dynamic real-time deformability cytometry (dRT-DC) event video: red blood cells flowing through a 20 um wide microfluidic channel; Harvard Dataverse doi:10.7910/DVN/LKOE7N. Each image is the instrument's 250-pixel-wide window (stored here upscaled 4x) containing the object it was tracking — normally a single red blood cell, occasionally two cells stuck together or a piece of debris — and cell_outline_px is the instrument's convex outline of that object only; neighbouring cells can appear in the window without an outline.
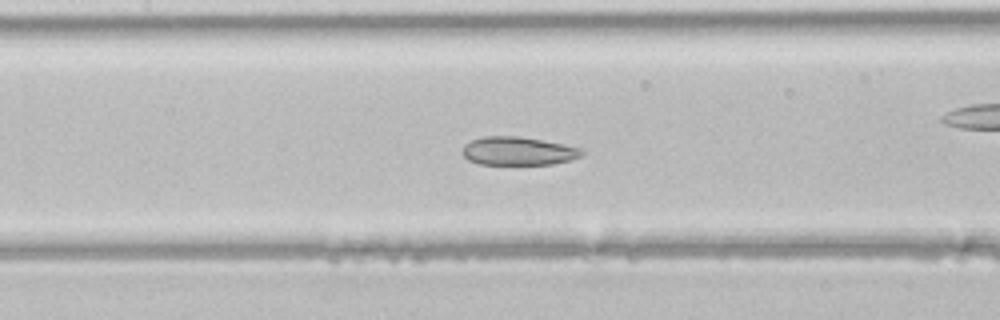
{"species": "common noctule bat (a hibernating species)", "species_latin": "Nyctalus noctula", "temperature_condition": "room temperature", "stored_images_in_passage": 49, "camera_frame_rate_fps": 3000, "um_per_image_px": 0.085, "animal": {"sex": "male", "body_mass_g": 21.5, "forearm_length_mm": 52.0}, "frame": {"image": 1, "passage_image": 22, "time_ms": 7.0, "image_size_px": [1000, 320], "cell_outline_px": [[584, 152], [580, 156], [568, 160], [552, 164], [480, 164], [468, 160], [460, 152], [464, 144], [472, 140], [484, 136], [520, 136], [584, 148]], "centroid_in_image_um": [44.01, 12.83], "position_along_channel_um": 163.4, "area_um2": 19.77}}
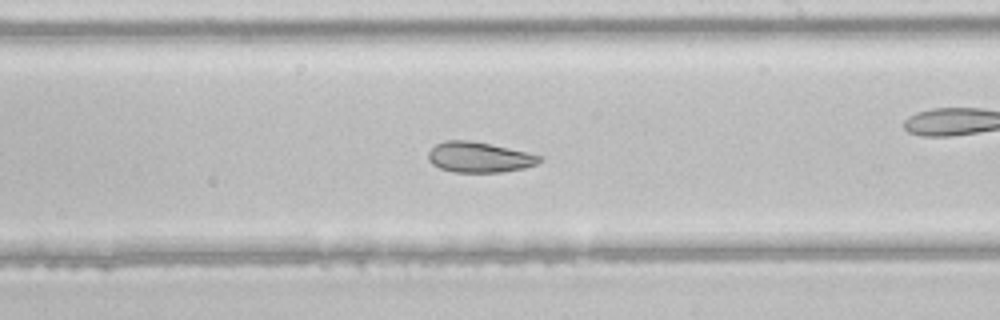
{"frame": {"image": 2, "passage_image": 28, "time_ms": 9.0, "image_size_px": [1000, 320], "cell_outline_px": [[544, 160], [536, 164], [524, 168], [500, 172], [452, 172], [440, 168], [432, 164], [428, 160], [428, 152], [436, 144], [444, 140], [468, 140], [528, 152], [544, 156]], "centroid_in_image_um": [40.74, 13.37], "position_along_channel_um": 248.3, "area_um2": 19.77}}